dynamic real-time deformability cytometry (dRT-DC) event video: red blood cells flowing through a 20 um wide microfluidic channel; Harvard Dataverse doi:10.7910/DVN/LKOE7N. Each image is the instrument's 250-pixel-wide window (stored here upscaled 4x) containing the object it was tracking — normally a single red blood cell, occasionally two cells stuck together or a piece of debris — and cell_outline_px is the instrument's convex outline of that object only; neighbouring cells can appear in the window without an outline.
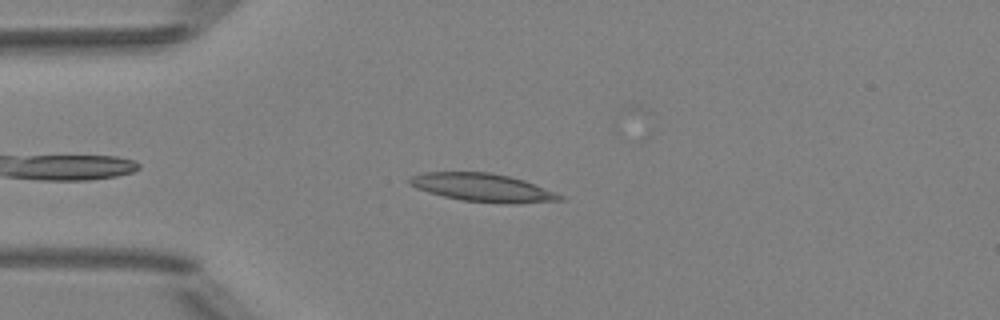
{"species": "Egyptian fruit bat (a non-hibernating species)", "species_latin": "Rousettus aegyptiacus", "temperature_condition": "room temperature", "stored_images_in_passage": 40, "camera_frame_rate_fps": 3000, "um_per_image_px": 0.085, "animal": {"sex": "female"}, "frame": {"image": 1, "passage_image": 6, "time_ms": 1.667, "image_size_px": [1000, 320], "cell_outline_px": [[564, 200], [516, 204], [512, 204], [460, 200], [428, 192], [416, 188], [408, 184], [408, 176], [424, 172], [488, 172], [508, 176], [524, 180], [556, 192], [564, 196]], "centroid_in_image_um": [41.02, 15.94], "position_along_channel_um": 44.0, "area_um2": 24.8}}
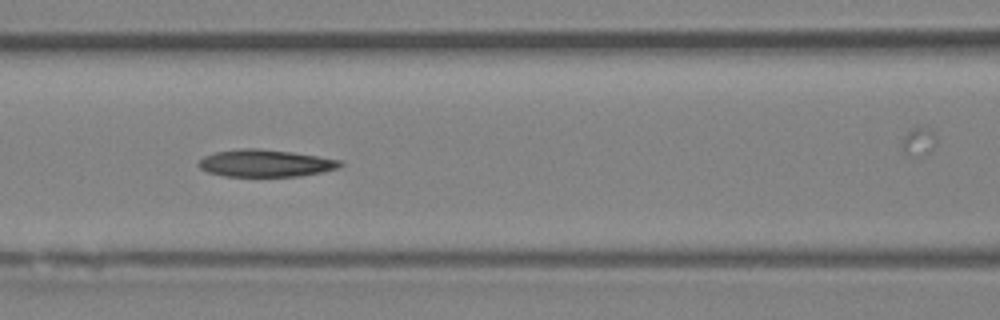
{"frame": {"image": 2, "passage_image": 15, "time_ms": 4.667, "image_size_px": [1000, 320], "cell_outline_px": [[344, 164], [336, 168], [320, 172], [300, 176], [224, 176], [208, 172], [200, 168], [196, 164], [204, 156], [216, 152], [240, 148], [260, 148], [292, 152], [340, 160]], "centroid_in_image_um": [22.52, 13.87], "position_along_channel_um": 144.1, "area_um2": 22.31}}
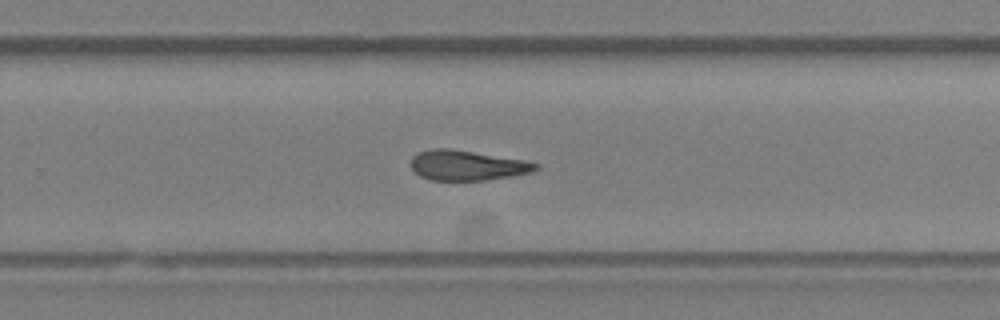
{"frame": {"image": 3, "passage_image": 26, "time_ms": 8.333, "image_size_px": [1000, 320], "cell_outline_px": [[540, 168], [532, 172], [512, 176], [484, 180], [432, 180], [420, 176], [412, 168], [412, 156], [416, 152], [432, 148], [448, 148], [520, 160], [540, 164]], "centroid_in_image_um": [39.68, 14.06], "position_along_channel_um": 290.1, "area_um2": 21.56}, "authors_computed_cell_mechanics": {"area_um2": 23.3512, "velocity_mm_per_s": 4.0033, "shape_relaxation_time_tau1_ms": null, "shape_relaxation_time_tau2_ms": 5.7078, "deformation_change_tau1": null, "deformation_change_tau2": 0.1663}}